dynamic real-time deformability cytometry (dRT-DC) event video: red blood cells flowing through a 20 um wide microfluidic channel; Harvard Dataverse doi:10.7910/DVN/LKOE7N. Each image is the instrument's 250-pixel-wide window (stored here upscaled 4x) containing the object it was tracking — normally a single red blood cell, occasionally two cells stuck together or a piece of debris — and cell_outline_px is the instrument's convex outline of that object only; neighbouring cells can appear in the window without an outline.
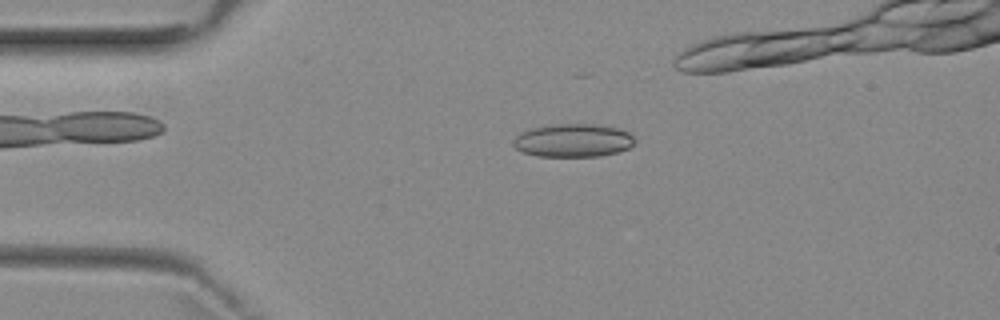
{"species": "common noctule bat (a hibernating species)", "species_latin": "Nyctalus noctula", "temperature_condition": "room temperature", "stored_images_in_passage": 5, "camera_frame_rate_fps": 3000, "um_per_image_px": 0.085, "animal": {"sex": "female", "body_mass_g": 29.2, "forearm_length_mm": 56.3}, "frame": {"image": 1, "passage_image": 3, "time_ms": 3.0, "image_size_px": [1000, 320], "cell_outline_px": [[636, 140], [628, 148], [620, 152], [600, 156], [536, 156], [524, 152], [516, 148], [512, 144], [512, 140], [520, 132], [532, 128], [548, 124], [596, 124], [620, 128], [628, 132]], "centroid_in_image_um": [48.71, 11.93], "position_along_channel_um": 36.3, "area_um2": 23.7}}